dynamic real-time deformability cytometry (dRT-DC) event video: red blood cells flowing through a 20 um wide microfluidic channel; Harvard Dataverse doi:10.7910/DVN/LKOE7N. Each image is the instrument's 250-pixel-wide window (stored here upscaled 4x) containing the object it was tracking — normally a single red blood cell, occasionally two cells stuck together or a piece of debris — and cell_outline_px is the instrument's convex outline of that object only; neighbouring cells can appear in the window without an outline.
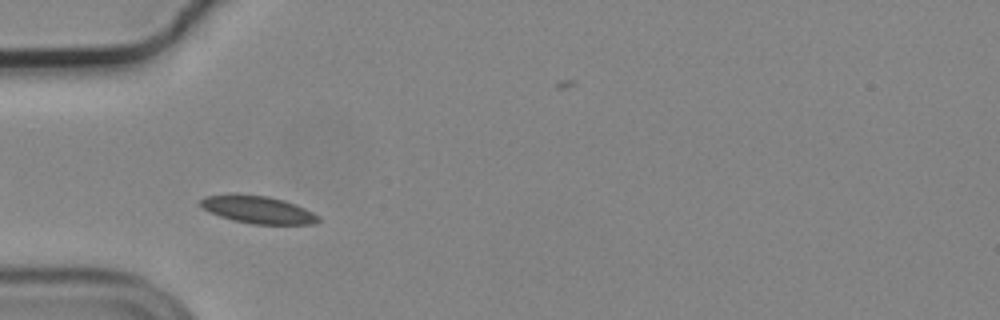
{"species": "common noctule bat (a hibernating species)", "species_latin": "Nyctalus noctula", "temperature_condition": "cold", "stored_images_in_passage": 13, "camera_frame_rate_fps": 3000, "um_per_image_px": 0.085, "animal": {"sex": "male", "body_mass_g": 19.2, "forearm_length_mm": 51.8}, "frame": {"image": 1, "passage_image": 3, "time_ms": 0.667, "image_size_px": [1000, 320], "cell_outline_px": [[320, 220], [312, 224], [252, 224], [232, 220], [208, 212], [200, 204], [200, 200], [204, 196], [232, 192], [268, 196], [284, 200], [296, 204], [320, 216]], "centroid_in_image_um": [21.87, 17.79], "position_along_channel_um": 63.1, "area_um2": 19.25}}